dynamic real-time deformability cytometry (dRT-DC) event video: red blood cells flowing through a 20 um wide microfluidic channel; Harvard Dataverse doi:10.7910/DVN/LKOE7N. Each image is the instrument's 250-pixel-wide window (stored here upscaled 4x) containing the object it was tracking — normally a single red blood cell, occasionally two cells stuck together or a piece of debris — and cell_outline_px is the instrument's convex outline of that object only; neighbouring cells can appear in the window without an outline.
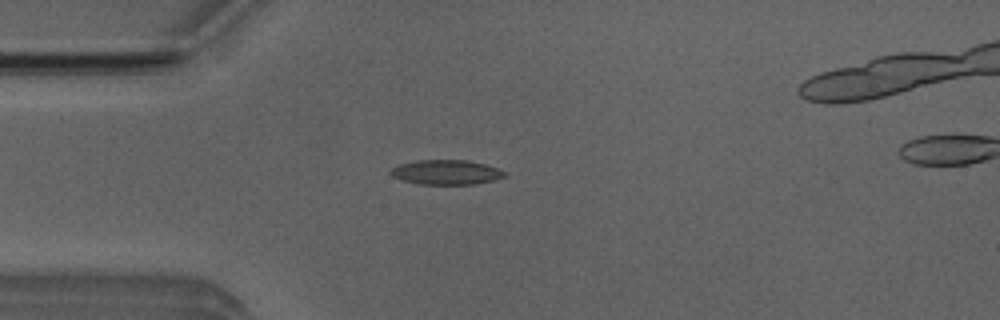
{"species": "Egyptian fruit bat (a non-hibernating species)", "species_latin": "Rousettus aegyptiacus", "temperature_condition": "room temperature", "stored_images_in_passage": 45, "camera_frame_rate_fps": 3000, "um_per_image_px": 0.085, "animal": {"sex": "male"}, "frame": {"image": 1, "passage_image": 10, "time_ms": 3.0, "image_size_px": [1000, 320], "cell_outline_px": [[508, 176], [476, 184], [420, 184], [404, 180], [392, 176], [388, 172], [392, 168], [400, 164], [416, 160], [468, 160], [484, 164], [508, 172]], "centroid_in_image_um": [37.95, 14.64], "position_along_channel_um": 47.1, "area_um2": 16.36}}
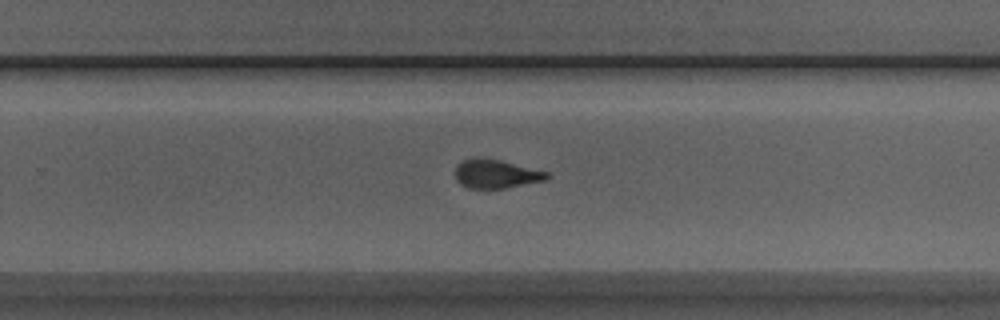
{"frame": {"image": 2, "passage_image": 29, "time_ms": 9.333, "image_size_px": [1000, 320], "cell_outline_px": [[552, 176], [544, 180], [504, 188], [468, 188], [460, 184], [456, 180], [456, 164], [464, 160], [500, 160], [548, 172]], "centroid_in_image_um": [42.18, 14.81], "position_along_channel_um": 287.6, "area_um2": 14.8}}
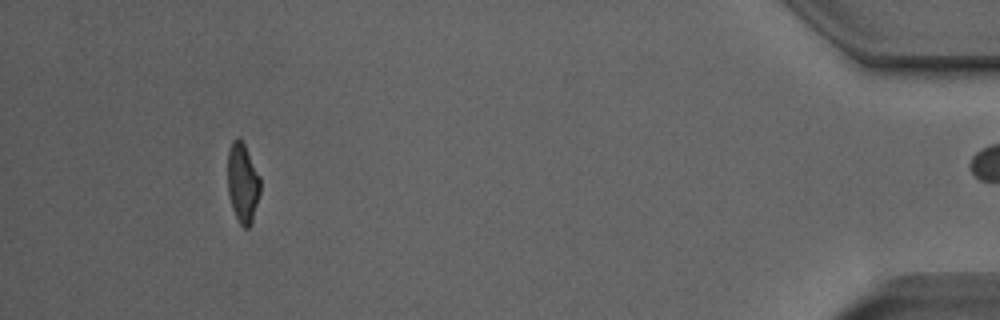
{"frame": {"image": 3, "passage_image": 44, "time_ms": 14.333, "image_size_px": [1000, 320], "cell_outline_px": [[260, 192], [252, 224], [248, 228], [244, 228], [240, 224], [232, 208], [228, 192], [228, 148], [232, 140], [236, 136], [244, 144], [260, 176]], "centroid_in_image_um": [20.63, 15.55], "position_along_channel_um": 414.6, "area_um2": 15.2}, "authors_computed_cell_mechanics": {"area_um2": 15.9528, "velocity_mm_per_s": 3.9947, "shape_relaxation_time_tau1_ms": 4.6928, "shape_relaxation_time_tau2_ms": 1.7846, "deformation_change_tau1": 0.1662, "deformation_change_tau2": 0.0938}}